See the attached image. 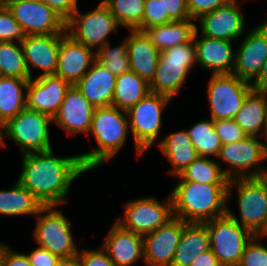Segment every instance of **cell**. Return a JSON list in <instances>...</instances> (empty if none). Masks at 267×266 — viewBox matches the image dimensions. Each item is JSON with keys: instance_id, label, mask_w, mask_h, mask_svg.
Wrapping results in <instances>:
<instances>
[{"instance_id": "e575fe53", "label": "cell", "mask_w": 267, "mask_h": 266, "mask_svg": "<svg viewBox=\"0 0 267 266\" xmlns=\"http://www.w3.org/2000/svg\"><path fill=\"white\" fill-rule=\"evenodd\" d=\"M2 76L30 79L21 43L0 42Z\"/></svg>"}, {"instance_id": "11a10c76", "label": "cell", "mask_w": 267, "mask_h": 266, "mask_svg": "<svg viewBox=\"0 0 267 266\" xmlns=\"http://www.w3.org/2000/svg\"><path fill=\"white\" fill-rule=\"evenodd\" d=\"M7 0H0V8L6 6Z\"/></svg>"}, {"instance_id": "ee69618b", "label": "cell", "mask_w": 267, "mask_h": 266, "mask_svg": "<svg viewBox=\"0 0 267 266\" xmlns=\"http://www.w3.org/2000/svg\"><path fill=\"white\" fill-rule=\"evenodd\" d=\"M78 254L82 266H115L102 247L99 250L82 249Z\"/></svg>"}, {"instance_id": "f1b7e54d", "label": "cell", "mask_w": 267, "mask_h": 266, "mask_svg": "<svg viewBox=\"0 0 267 266\" xmlns=\"http://www.w3.org/2000/svg\"><path fill=\"white\" fill-rule=\"evenodd\" d=\"M192 21L194 20L172 21L147 28L143 32L152 44L162 52L174 46L188 43L193 39L196 25Z\"/></svg>"}, {"instance_id": "bcb514c9", "label": "cell", "mask_w": 267, "mask_h": 266, "mask_svg": "<svg viewBox=\"0 0 267 266\" xmlns=\"http://www.w3.org/2000/svg\"><path fill=\"white\" fill-rule=\"evenodd\" d=\"M45 3L65 21L78 9L77 0H45Z\"/></svg>"}, {"instance_id": "8992f818", "label": "cell", "mask_w": 267, "mask_h": 266, "mask_svg": "<svg viewBox=\"0 0 267 266\" xmlns=\"http://www.w3.org/2000/svg\"><path fill=\"white\" fill-rule=\"evenodd\" d=\"M170 100L169 96L150 92L127 111L137 155L141 156L157 140L161 132V113Z\"/></svg>"}, {"instance_id": "d6a6232c", "label": "cell", "mask_w": 267, "mask_h": 266, "mask_svg": "<svg viewBox=\"0 0 267 266\" xmlns=\"http://www.w3.org/2000/svg\"><path fill=\"white\" fill-rule=\"evenodd\" d=\"M180 181H193L212 185H228L230 179L216 161L197 157L180 175Z\"/></svg>"}, {"instance_id": "f907efd6", "label": "cell", "mask_w": 267, "mask_h": 266, "mask_svg": "<svg viewBox=\"0 0 267 266\" xmlns=\"http://www.w3.org/2000/svg\"><path fill=\"white\" fill-rule=\"evenodd\" d=\"M56 266H82L79 254L60 258Z\"/></svg>"}, {"instance_id": "b9f144b4", "label": "cell", "mask_w": 267, "mask_h": 266, "mask_svg": "<svg viewBox=\"0 0 267 266\" xmlns=\"http://www.w3.org/2000/svg\"><path fill=\"white\" fill-rule=\"evenodd\" d=\"M231 1L233 0H187L190 18L196 20Z\"/></svg>"}, {"instance_id": "5b68a950", "label": "cell", "mask_w": 267, "mask_h": 266, "mask_svg": "<svg viewBox=\"0 0 267 266\" xmlns=\"http://www.w3.org/2000/svg\"><path fill=\"white\" fill-rule=\"evenodd\" d=\"M196 64L195 42L174 46L160 52L155 76L150 83L153 93L173 98L186 81V76Z\"/></svg>"}, {"instance_id": "1f68e13d", "label": "cell", "mask_w": 267, "mask_h": 266, "mask_svg": "<svg viewBox=\"0 0 267 266\" xmlns=\"http://www.w3.org/2000/svg\"><path fill=\"white\" fill-rule=\"evenodd\" d=\"M43 205L18 181L9 190H0V214L37 215Z\"/></svg>"}, {"instance_id": "ba28073f", "label": "cell", "mask_w": 267, "mask_h": 266, "mask_svg": "<svg viewBox=\"0 0 267 266\" xmlns=\"http://www.w3.org/2000/svg\"><path fill=\"white\" fill-rule=\"evenodd\" d=\"M53 119L25 107L5 123L4 136L20 145L23 156L51 150L49 124Z\"/></svg>"}, {"instance_id": "484cf974", "label": "cell", "mask_w": 267, "mask_h": 266, "mask_svg": "<svg viewBox=\"0 0 267 266\" xmlns=\"http://www.w3.org/2000/svg\"><path fill=\"white\" fill-rule=\"evenodd\" d=\"M210 250V236L204 223H186L171 266H190L194 259Z\"/></svg>"}, {"instance_id": "e0dca14e", "label": "cell", "mask_w": 267, "mask_h": 266, "mask_svg": "<svg viewBox=\"0 0 267 266\" xmlns=\"http://www.w3.org/2000/svg\"><path fill=\"white\" fill-rule=\"evenodd\" d=\"M182 232L183 220L173 217L157 230L143 236V261L148 266H171Z\"/></svg>"}, {"instance_id": "277c9868", "label": "cell", "mask_w": 267, "mask_h": 266, "mask_svg": "<svg viewBox=\"0 0 267 266\" xmlns=\"http://www.w3.org/2000/svg\"><path fill=\"white\" fill-rule=\"evenodd\" d=\"M237 188L238 220L229 208L227 214L254 236H267V174L262 177L233 178L229 181L227 198L231 190Z\"/></svg>"}, {"instance_id": "6da1fadb", "label": "cell", "mask_w": 267, "mask_h": 266, "mask_svg": "<svg viewBox=\"0 0 267 266\" xmlns=\"http://www.w3.org/2000/svg\"><path fill=\"white\" fill-rule=\"evenodd\" d=\"M22 172L18 178L43 206L58 207L66 202L72 182L87 172L80 156L56 157L52 149L44 153L23 156Z\"/></svg>"}, {"instance_id": "52a82bcc", "label": "cell", "mask_w": 267, "mask_h": 266, "mask_svg": "<svg viewBox=\"0 0 267 266\" xmlns=\"http://www.w3.org/2000/svg\"><path fill=\"white\" fill-rule=\"evenodd\" d=\"M210 236V250L222 266H238L253 234L228 214L204 222Z\"/></svg>"}, {"instance_id": "8d00e7d4", "label": "cell", "mask_w": 267, "mask_h": 266, "mask_svg": "<svg viewBox=\"0 0 267 266\" xmlns=\"http://www.w3.org/2000/svg\"><path fill=\"white\" fill-rule=\"evenodd\" d=\"M98 60L113 75L119 76L130 71V59L127 52L126 39L117 47L111 48L109 42L96 52Z\"/></svg>"}, {"instance_id": "5bb4252c", "label": "cell", "mask_w": 267, "mask_h": 266, "mask_svg": "<svg viewBox=\"0 0 267 266\" xmlns=\"http://www.w3.org/2000/svg\"><path fill=\"white\" fill-rule=\"evenodd\" d=\"M6 6L26 35H52L66 32V21L45 2L7 0Z\"/></svg>"}, {"instance_id": "7a4b0ae2", "label": "cell", "mask_w": 267, "mask_h": 266, "mask_svg": "<svg viewBox=\"0 0 267 266\" xmlns=\"http://www.w3.org/2000/svg\"><path fill=\"white\" fill-rule=\"evenodd\" d=\"M228 185L178 181L171 192L173 216L186 223H204L227 214Z\"/></svg>"}, {"instance_id": "9f6ffc18", "label": "cell", "mask_w": 267, "mask_h": 266, "mask_svg": "<svg viewBox=\"0 0 267 266\" xmlns=\"http://www.w3.org/2000/svg\"><path fill=\"white\" fill-rule=\"evenodd\" d=\"M29 1H32V2H45V0H29Z\"/></svg>"}, {"instance_id": "4fadbf2b", "label": "cell", "mask_w": 267, "mask_h": 266, "mask_svg": "<svg viewBox=\"0 0 267 266\" xmlns=\"http://www.w3.org/2000/svg\"><path fill=\"white\" fill-rule=\"evenodd\" d=\"M123 219L116 220L122 228L145 236L166 224L173 216L171 196L164 203L154 197H144L128 201Z\"/></svg>"}, {"instance_id": "8fae6325", "label": "cell", "mask_w": 267, "mask_h": 266, "mask_svg": "<svg viewBox=\"0 0 267 266\" xmlns=\"http://www.w3.org/2000/svg\"><path fill=\"white\" fill-rule=\"evenodd\" d=\"M207 88L212 120L234 119L254 89L251 83L234 74H212Z\"/></svg>"}, {"instance_id": "3957f363", "label": "cell", "mask_w": 267, "mask_h": 266, "mask_svg": "<svg viewBox=\"0 0 267 266\" xmlns=\"http://www.w3.org/2000/svg\"><path fill=\"white\" fill-rule=\"evenodd\" d=\"M128 127L127 111L113 105L95 108L88 133L94 135L98 147L79 155L83 167L90 171L112 159L122 149Z\"/></svg>"}, {"instance_id": "7c38bea8", "label": "cell", "mask_w": 267, "mask_h": 266, "mask_svg": "<svg viewBox=\"0 0 267 266\" xmlns=\"http://www.w3.org/2000/svg\"><path fill=\"white\" fill-rule=\"evenodd\" d=\"M217 158L229 164L230 168L223 169V172L230 180L243 177H262L267 174V169L264 167L245 173L247 169L250 171L251 168H255L267 159L266 143L259 141L255 136H246L243 140L222 144Z\"/></svg>"}, {"instance_id": "4dcf8cb0", "label": "cell", "mask_w": 267, "mask_h": 266, "mask_svg": "<svg viewBox=\"0 0 267 266\" xmlns=\"http://www.w3.org/2000/svg\"><path fill=\"white\" fill-rule=\"evenodd\" d=\"M150 92V84L130 70L116 76L112 105L128 111Z\"/></svg>"}, {"instance_id": "681fc988", "label": "cell", "mask_w": 267, "mask_h": 266, "mask_svg": "<svg viewBox=\"0 0 267 266\" xmlns=\"http://www.w3.org/2000/svg\"><path fill=\"white\" fill-rule=\"evenodd\" d=\"M254 89L267 90V59L265 60L259 76L251 82Z\"/></svg>"}, {"instance_id": "db71d44e", "label": "cell", "mask_w": 267, "mask_h": 266, "mask_svg": "<svg viewBox=\"0 0 267 266\" xmlns=\"http://www.w3.org/2000/svg\"><path fill=\"white\" fill-rule=\"evenodd\" d=\"M263 135H264V137H265V139H266V140H265V141H266L265 143H266V145H267V119H266V127H265V131H264V134H263Z\"/></svg>"}, {"instance_id": "9c48e42d", "label": "cell", "mask_w": 267, "mask_h": 266, "mask_svg": "<svg viewBox=\"0 0 267 266\" xmlns=\"http://www.w3.org/2000/svg\"><path fill=\"white\" fill-rule=\"evenodd\" d=\"M118 27L119 23L103 1L86 14L80 13L77 9L66 21L67 34L75 41L96 51L108 43V35Z\"/></svg>"}, {"instance_id": "836d02e7", "label": "cell", "mask_w": 267, "mask_h": 266, "mask_svg": "<svg viewBox=\"0 0 267 266\" xmlns=\"http://www.w3.org/2000/svg\"><path fill=\"white\" fill-rule=\"evenodd\" d=\"M199 156H219L222 146L218 137L213 120L200 121L186 130Z\"/></svg>"}, {"instance_id": "d6986e66", "label": "cell", "mask_w": 267, "mask_h": 266, "mask_svg": "<svg viewBox=\"0 0 267 266\" xmlns=\"http://www.w3.org/2000/svg\"><path fill=\"white\" fill-rule=\"evenodd\" d=\"M237 0L200 16V30L207 38L233 41L244 32L245 21Z\"/></svg>"}, {"instance_id": "83f0119b", "label": "cell", "mask_w": 267, "mask_h": 266, "mask_svg": "<svg viewBox=\"0 0 267 266\" xmlns=\"http://www.w3.org/2000/svg\"><path fill=\"white\" fill-rule=\"evenodd\" d=\"M159 149L172 164L171 175H180L197 157H199L187 131H176L159 141Z\"/></svg>"}, {"instance_id": "f6af8a7d", "label": "cell", "mask_w": 267, "mask_h": 266, "mask_svg": "<svg viewBox=\"0 0 267 266\" xmlns=\"http://www.w3.org/2000/svg\"><path fill=\"white\" fill-rule=\"evenodd\" d=\"M27 256L32 266H56L60 259L58 255L41 247H37Z\"/></svg>"}, {"instance_id": "603a6c76", "label": "cell", "mask_w": 267, "mask_h": 266, "mask_svg": "<svg viewBox=\"0 0 267 266\" xmlns=\"http://www.w3.org/2000/svg\"><path fill=\"white\" fill-rule=\"evenodd\" d=\"M102 248L115 266H131L137 260H144L143 236L114 223L107 234Z\"/></svg>"}, {"instance_id": "c3c4849f", "label": "cell", "mask_w": 267, "mask_h": 266, "mask_svg": "<svg viewBox=\"0 0 267 266\" xmlns=\"http://www.w3.org/2000/svg\"><path fill=\"white\" fill-rule=\"evenodd\" d=\"M190 266H222L211 250L199 254Z\"/></svg>"}, {"instance_id": "74e56055", "label": "cell", "mask_w": 267, "mask_h": 266, "mask_svg": "<svg viewBox=\"0 0 267 266\" xmlns=\"http://www.w3.org/2000/svg\"><path fill=\"white\" fill-rule=\"evenodd\" d=\"M25 38L26 33L14 19L7 6L0 8V42L21 43Z\"/></svg>"}, {"instance_id": "7dc6e473", "label": "cell", "mask_w": 267, "mask_h": 266, "mask_svg": "<svg viewBox=\"0 0 267 266\" xmlns=\"http://www.w3.org/2000/svg\"><path fill=\"white\" fill-rule=\"evenodd\" d=\"M3 266H32L27 254L13 252L3 244Z\"/></svg>"}, {"instance_id": "60d3db41", "label": "cell", "mask_w": 267, "mask_h": 266, "mask_svg": "<svg viewBox=\"0 0 267 266\" xmlns=\"http://www.w3.org/2000/svg\"><path fill=\"white\" fill-rule=\"evenodd\" d=\"M213 124L221 144L234 143L247 136L234 119L213 120Z\"/></svg>"}, {"instance_id": "f35d334b", "label": "cell", "mask_w": 267, "mask_h": 266, "mask_svg": "<svg viewBox=\"0 0 267 266\" xmlns=\"http://www.w3.org/2000/svg\"><path fill=\"white\" fill-rule=\"evenodd\" d=\"M267 236L255 235L247 243L238 266H267V247L259 239Z\"/></svg>"}, {"instance_id": "cb8c5ba5", "label": "cell", "mask_w": 267, "mask_h": 266, "mask_svg": "<svg viewBox=\"0 0 267 266\" xmlns=\"http://www.w3.org/2000/svg\"><path fill=\"white\" fill-rule=\"evenodd\" d=\"M115 83L116 76L95 60L75 86L95 108H98L112 105Z\"/></svg>"}, {"instance_id": "4316f807", "label": "cell", "mask_w": 267, "mask_h": 266, "mask_svg": "<svg viewBox=\"0 0 267 266\" xmlns=\"http://www.w3.org/2000/svg\"><path fill=\"white\" fill-rule=\"evenodd\" d=\"M266 119L267 90L253 89L245 98L241 109L234 117V121L247 136L258 137V135L263 136L264 134Z\"/></svg>"}, {"instance_id": "2e32d148", "label": "cell", "mask_w": 267, "mask_h": 266, "mask_svg": "<svg viewBox=\"0 0 267 266\" xmlns=\"http://www.w3.org/2000/svg\"><path fill=\"white\" fill-rule=\"evenodd\" d=\"M70 86L57 75H37L29 79L26 89V107L53 119Z\"/></svg>"}, {"instance_id": "f546056e", "label": "cell", "mask_w": 267, "mask_h": 266, "mask_svg": "<svg viewBox=\"0 0 267 266\" xmlns=\"http://www.w3.org/2000/svg\"><path fill=\"white\" fill-rule=\"evenodd\" d=\"M28 83L29 79L0 77V120L4 124L26 107Z\"/></svg>"}, {"instance_id": "816d5d0a", "label": "cell", "mask_w": 267, "mask_h": 266, "mask_svg": "<svg viewBox=\"0 0 267 266\" xmlns=\"http://www.w3.org/2000/svg\"><path fill=\"white\" fill-rule=\"evenodd\" d=\"M4 129H5V124L0 120V147H4L5 144V139H4Z\"/></svg>"}, {"instance_id": "ac0fdd59", "label": "cell", "mask_w": 267, "mask_h": 266, "mask_svg": "<svg viewBox=\"0 0 267 266\" xmlns=\"http://www.w3.org/2000/svg\"><path fill=\"white\" fill-rule=\"evenodd\" d=\"M94 53V54H93ZM96 60V51L75 41L67 32L61 34L58 64L55 75L71 86L88 72Z\"/></svg>"}, {"instance_id": "44dd1931", "label": "cell", "mask_w": 267, "mask_h": 266, "mask_svg": "<svg viewBox=\"0 0 267 266\" xmlns=\"http://www.w3.org/2000/svg\"><path fill=\"white\" fill-rule=\"evenodd\" d=\"M60 41L61 34L26 35L25 40L21 42V46L30 79L34 78L31 66L43 71L39 76L55 75Z\"/></svg>"}, {"instance_id": "7402d4cb", "label": "cell", "mask_w": 267, "mask_h": 266, "mask_svg": "<svg viewBox=\"0 0 267 266\" xmlns=\"http://www.w3.org/2000/svg\"><path fill=\"white\" fill-rule=\"evenodd\" d=\"M198 28L193 35L196 63L212 74H232L235 65L232 41L207 37H197Z\"/></svg>"}, {"instance_id": "f5cc1de1", "label": "cell", "mask_w": 267, "mask_h": 266, "mask_svg": "<svg viewBox=\"0 0 267 266\" xmlns=\"http://www.w3.org/2000/svg\"><path fill=\"white\" fill-rule=\"evenodd\" d=\"M0 266H3V244L0 243Z\"/></svg>"}, {"instance_id": "7bdbcfd3", "label": "cell", "mask_w": 267, "mask_h": 266, "mask_svg": "<svg viewBox=\"0 0 267 266\" xmlns=\"http://www.w3.org/2000/svg\"><path fill=\"white\" fill-rule=\"evenodd\" d=\"M163 17H170L173 21L191 19L187 0H161Z\"/></svg>"}, {"instance_id": "ffe728a7", "label": "cell", "mask_w": 267, "mask_h": 266, "mask_svg": "<svg viewBox=\"0 0 267 266\" xmlns=\"http://www.w3.org/2000/svg\"><path fill=\"white\" fill-rule=\"evenodd\" d=\"M94 110L95 107L73 85L67 90L53 122L71 136L80 132L87 134L91 127Z\"/></svg>"}, {"instance_id": "d4e9b609", "label": "cell", "mask_w": 267, "mask_h": 266, "mask_svg": "<svg viewBox=\"0 0 267 266\" xmlns=\"http://www.w3.org/2000/svg\"><path fill=\"white\" fill-rule=\"evenodd\" d=\"M126 38L130 70L149 84L155 76L160 51L142 31L131 30Z\"/></svg>"}, {"instance_id": "d590c367", "label": "cell", "mask_w": 267, "mask_h": 266, "mask_svg": "<svg viewBox=\"0 0 267 266\" xmlns=\"http://www.w3.org/2000/svg\"><path fill=\"white\" fill-rule=\"evenodd\" d=\"M119 25L136 30L143 22L145 0H102Z\"/></svg>"}, {"instance_id": "9a60e30c", "label": "cell", "mask_w": 267, "mask_h": 266, "mask_svg": "<svg viewBox=\"0 0 267 266\" xmlns=\"http://www.w3.org/2000/svg\"><path fill=\"white\" fill-rule=\"evenodd\" d=\"M235 53L232 74L251 83L259 76L267 59V20L247 33Z\"/></svg>"}, {"instance_id": "ab89813d", "label": "cell", "mask_w": 267, "mask_h": 266, "mask_svg": "<svg viewBox=\"0 0 267 266\" xmlns=\"http://www.w3.org/2000/svg\"><path fill=\"white\" fill-rule=\"evenodd\" d=\"M170 17H163V6L161 0H145L143 22L136 29L144 31L147 28L172 22Z\"/></svg>"}, {"instance_id": "30bf717a", "label": "cell", "mask_w": 267, "mask_h": 266, "mask_svg": "<svg viewBox=\"0 0 267 266\" xmlns=\"http://www.w3.org/2000/svg\"><path fill=\"white\" fill-rule=\"evenodd\" d=\"M55 205L43 206L38 212L33 233L39 247L58 255L71 257L79 253L73 241L70 228L72 224Z\"/></svg>"}]
</instances>
